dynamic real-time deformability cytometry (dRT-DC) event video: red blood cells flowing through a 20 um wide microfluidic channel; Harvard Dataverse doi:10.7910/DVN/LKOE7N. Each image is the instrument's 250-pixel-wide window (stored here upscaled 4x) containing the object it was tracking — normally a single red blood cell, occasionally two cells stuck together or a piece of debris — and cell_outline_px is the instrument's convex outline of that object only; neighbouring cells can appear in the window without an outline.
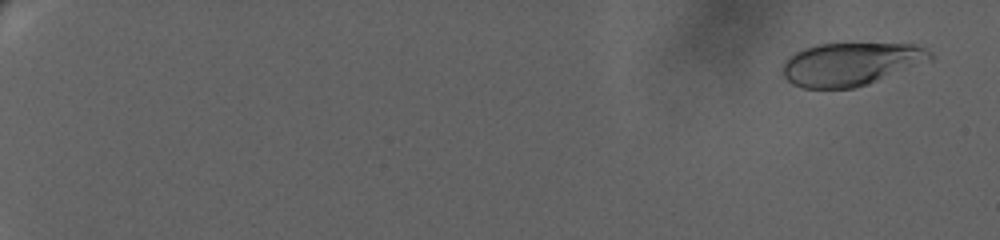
{"species": "human", "species_latin": "Homo sapiens", "temperature_condition": "warm", "stored_images_in_passage": 29, "camera_frame_rate_fps": 3000, "um_per_image_px": 0.085, "donor": {"sex": "female"}, "frame": {"image": 1, "passage_image": 2, "time_ms": 1.0, "image_size_px": [1000, 240], "cell_outline_px": [[932, 60], [868, 84], [856, 88], [804, 88], [792, 84], [784, 76], [784, 60], [788, 56], [804, 48], [816, 44], [912, 44], [924, 48], [932, 52]], "centroid_in_image_um": [72.32, 5.44], "position_along_channel_um": 12.7, "area_um2": 36.82}}
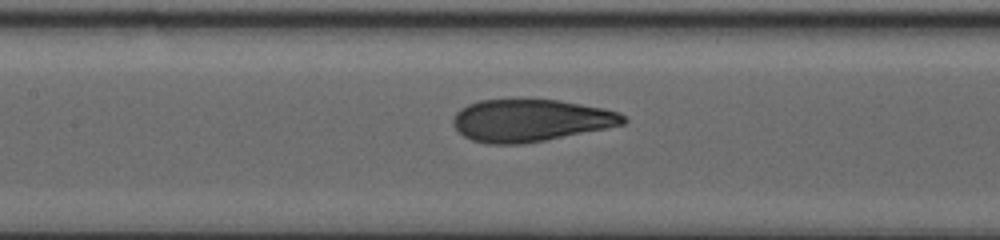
{"frame": {"image": 2, "passage_image": 16, "time_ms": 13.0, "image_size_px": [1000, 240], "cell_outline_px": [[628, 120], [624, 124], [544, 140], [520, 144], [488, 144], [472, 140], [464, 136], [452, 124], [452, 120], [456, 112], [460, 108], [468, 104], [480, 100], [560, 100], [604, 108], [620, 112]], "centroid_in_image_um": [45.08, 10.23], "position_along_channel_um": 162.3, "area_um2": 41.62}}
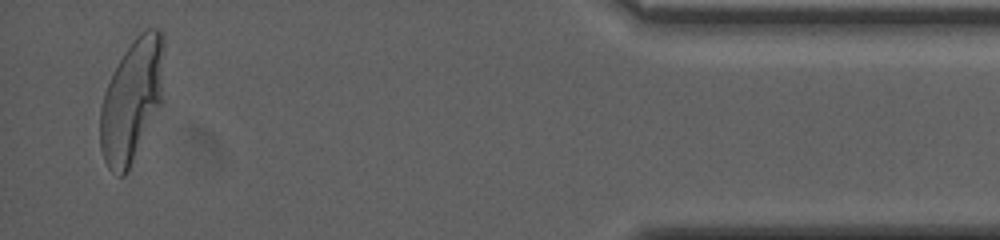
{"frame": {"image": 3, "passage_image": 29, "time_ms": 23.0, "image_size_px": [1000, 240], "cell_outline_px": [[164, 48], [160, 104], [128, 172], [124, 176], [120, 176], [112, 172], [108, 168], [104, 160], [100, 148], [100, 108], [104, 92], [112, 72], [124, 52], [132, 40], [140, 32], [148, 28], [160, 28], [164, 32]], "centroid_in_image_um": [11.18, 8.5], "position_along_channel_um": 424.0, "area_um2": 45.6}, "authors_computed_cell_mechanics": {"area_um2": 41.9628, "velocity_mm_per_s": 3.1441, "shape_relaxation_time_tau1_ms": 5.1045, "shape_relaxation_time_tau2_ms": null, "deformation_change_tau1": 0.2208, "deformation_change_tau2": null}}